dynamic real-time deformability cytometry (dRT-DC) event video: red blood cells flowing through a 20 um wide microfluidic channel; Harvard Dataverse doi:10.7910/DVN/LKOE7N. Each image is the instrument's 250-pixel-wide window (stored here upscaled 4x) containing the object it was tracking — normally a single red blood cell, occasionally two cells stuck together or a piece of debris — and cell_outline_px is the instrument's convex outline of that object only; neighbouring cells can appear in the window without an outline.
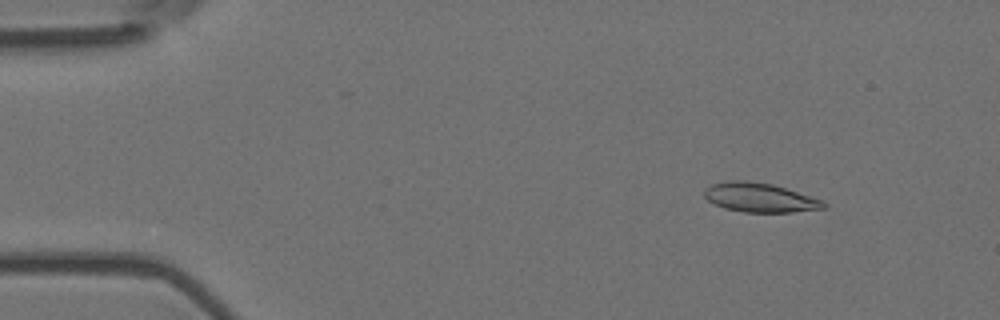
{"species": "Egyptian fruit bat (a non-hibernating species)", "species_latin": "Rousettus aegyptiacus", "temperature_condition": "room temperature", "stored_images_in_passage": 4, "camera_frame_rate_fps": 3000, "um_per_image_px": 0.085, "animal": {"sex": "female"}, "frame": {"image": 1, "passage_image": 2, "time_ms": 0.333, "image_size_px": [1000, 320], "cell_outline_px": [[828, 204], [824, 208], [792, 212], [744, 212], [724, 208], [708, 200], [704, 196], [704, 188], [712, 184], [728, 180], [748, 180], [772, 184], [824, 200]], "centroid_in_image_um": [64.58, 16.78], "position_along_channel_um": 20.4, "area_um2": 20.35}}